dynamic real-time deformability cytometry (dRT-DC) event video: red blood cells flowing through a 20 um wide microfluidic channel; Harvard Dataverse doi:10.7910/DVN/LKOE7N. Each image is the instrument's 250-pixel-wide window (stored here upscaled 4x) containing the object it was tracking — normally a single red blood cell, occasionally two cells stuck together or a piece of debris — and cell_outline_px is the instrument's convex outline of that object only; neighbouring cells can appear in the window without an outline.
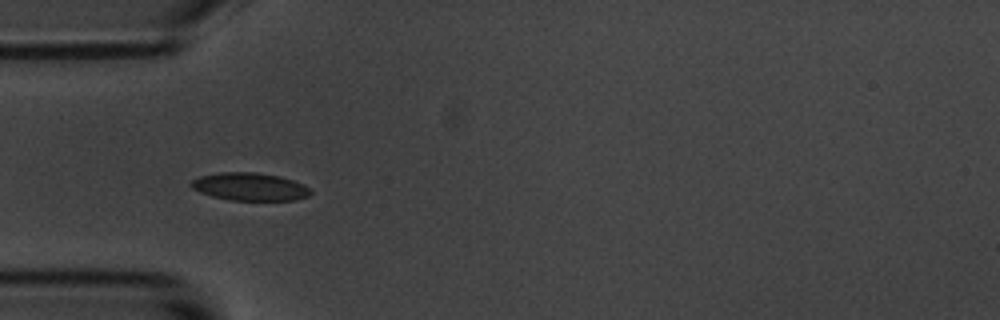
{"species": "common noctule bat (a hibernating species)", "species_latin": "Nyctalus noctula", "temperature_condition": "room temperature", "stored_images_in_passage": 6, "camera_frame_rate_fps": 3000, "um_per_image_px": 0.085, "animal": {"sex": "male", "body_mass_g": 20.1, "forearm_length_mm": 53.5}, "frame": {"image": 1, "passage_image": 5, "time_ms": 5.667, "image_size_px": [1000, 320], "cell_outline_px": [[312, 192], [308, 196], [296, 200], [228, 200], [212, 196], [200, 192], [192, 188], [188, 184], [192, 180], [200, 176], [220, 172], [252, 172], [280, 176], [304, 184]], "centroid_in_image_um": [21.22, 15.87], "position_along_channel_um": 63.8, "area_um2": 19.36}}